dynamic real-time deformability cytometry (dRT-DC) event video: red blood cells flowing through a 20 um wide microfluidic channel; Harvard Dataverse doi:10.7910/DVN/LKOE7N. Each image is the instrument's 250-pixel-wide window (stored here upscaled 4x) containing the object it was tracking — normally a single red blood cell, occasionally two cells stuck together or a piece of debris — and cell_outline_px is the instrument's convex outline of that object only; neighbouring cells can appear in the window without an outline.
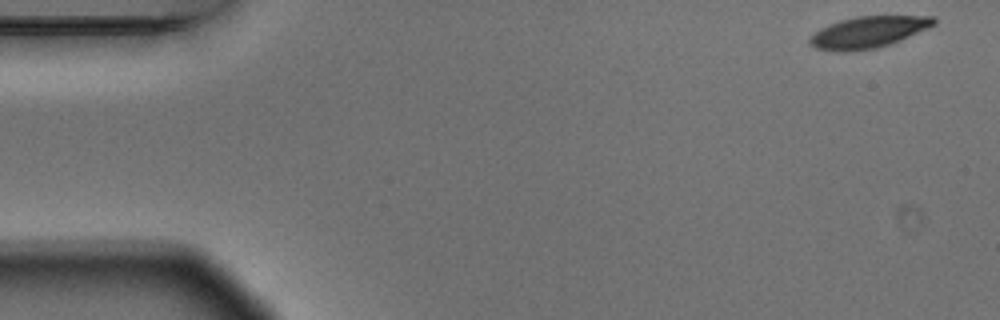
{"species": "Egyptian fruit bat (a non-hibernating species)", "species_latin": "Rousettus aegyptiacus", "temperature_condition": "warm", "stored_images_in_passage": 7, "camera_frame_rate_fps": 3000, "um_per_image_px": 0.085, "animal": {"sex": "male"}, "frame": {"image": 1, "passage_image": 1, "time_ms": 0.0, "image_size_px": [1000, 320], "cell_outline_px": [[936, 24], [928, 28], [892, 44], [876, 48], [852, 52], [840, 52], [816, 48], [808, 40], [820, 28], [840, 20], [856, 16], [936, 16]], "centroid_in_image_um": [73.84, 2.74], "position_along_channel_um": 11.2, "area_um2": 22.83}}
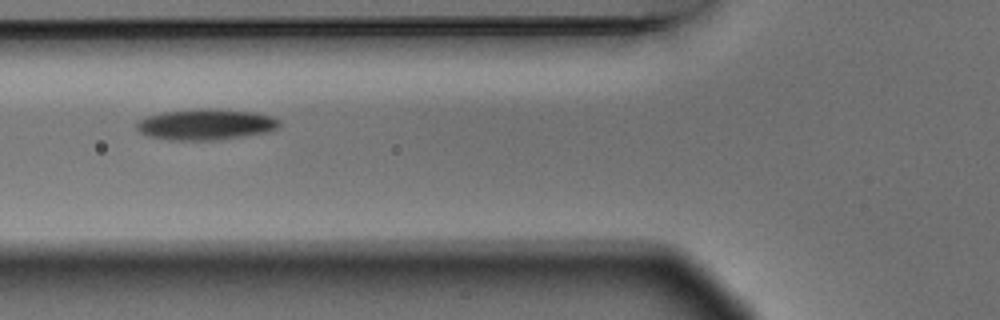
{"frame": {"image": 2, "passage_image": 6, "time_ms": 1.667, "image_size_px": [1000, 320], "cell_outline_px": [[280, 124], [272, 132], [216, 140], [172, 140], [148, 136], [140, 132], [136, 128], [136, 120], [144, 116], [160, 112], [200, 108], [212, 108], [256, 112], [276, 116], [280, 120]], "centroid_in_image_um": [17.51, 10.56], "position_along_channel_um": 108.3, "area_um2": 26.36}}
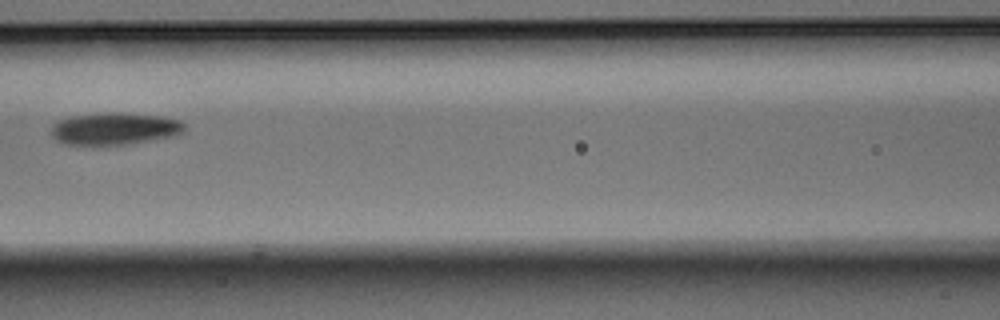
{"frame": {"image": 3, "passage_image": 7, "time_ms": 2.0, "image_size_px": [1000, 320], "cell_outline_px": [[184, 132], [176, 136], [124, 144], [92, 148], [64, 144], [56, 140], [52, 136], [52, 124], [56, 120], [72, 116], [108, 112], [120, 112], [160, 116], [180, 120], [184, 124]], "centroid_in_image_um": [9.68, 10.97], "position_along_channel_um": 156.9, "area_um2": 25.78}}